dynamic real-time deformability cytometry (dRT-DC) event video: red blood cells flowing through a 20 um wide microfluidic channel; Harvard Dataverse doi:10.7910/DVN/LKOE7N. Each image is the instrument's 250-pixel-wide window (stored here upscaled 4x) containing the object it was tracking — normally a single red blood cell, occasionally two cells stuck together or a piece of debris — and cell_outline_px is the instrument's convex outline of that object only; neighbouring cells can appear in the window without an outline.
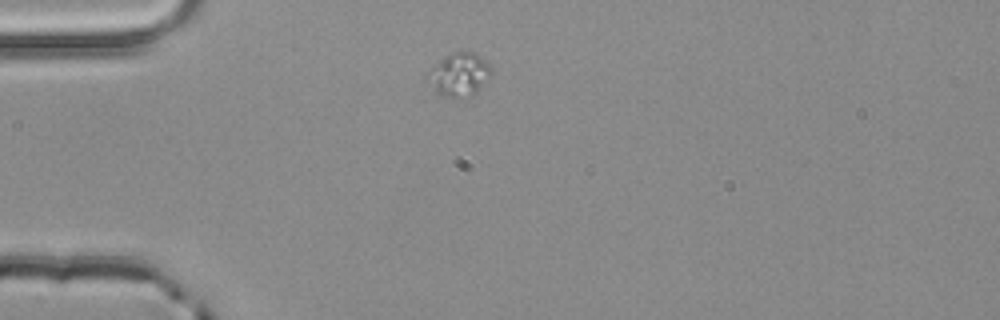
{"species": "common noctule bat (a hibernating species)", "species_latin": "Nyctalus noctula", "temperature_condition": "room temperature", "stored_images_in_passage": 1, "camera_frame_rate_fps": 3000, "um_per_image_px": 0.085, "animal": {"sex": "male", "body_mass_g": 20.4}, "frame": {"image": 1, "passage_image": 1, "time_ms": 0.0, "image_size_px": [1000, 320], "cell_outline_px": [[492, 72], [480, 88], [472, 96], [440, 96], [424, 80], [424, 72], [444, 56], [452, 52], [472, 52], [480, 56], [492, 68]], "centroid_in_image_um": [38.94, 6.33], "position_along_channel_um": 46.1, "area_um2": 16.24}}